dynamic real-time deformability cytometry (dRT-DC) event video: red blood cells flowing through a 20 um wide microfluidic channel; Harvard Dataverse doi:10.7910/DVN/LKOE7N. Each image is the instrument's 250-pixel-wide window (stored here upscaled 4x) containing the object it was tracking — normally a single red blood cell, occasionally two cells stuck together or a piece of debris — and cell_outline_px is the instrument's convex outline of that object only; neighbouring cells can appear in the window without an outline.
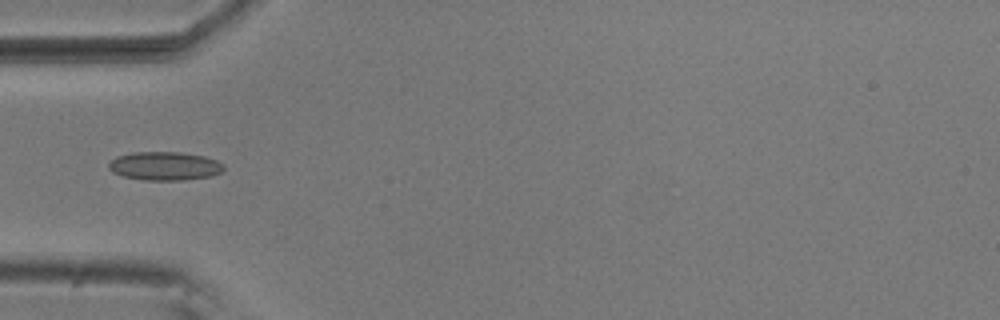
{"species": "common noctule bat (a hibernating species)", "species_latin": "Nyctalus noctula", "temperature_condition": "room temperature", "stored_images_in_passage": 5, "camera_frame_rate_fps": 3000, "um_per_image_px": 0.085, "animal": {"sex": "male", "body_mass_g": 20.5, "forearm_length_mm": 52.5}, "frame": {"image": 1, "passage_image": 5, "time_ms": 1.333, "image_size_px": [1000, 320], "cell_outline_px": [[224, 168], [220, 172], [212, 176], [184, 180], [144, 180], [124, 176], [112, 172], [108, 168], [108, 164], [116, 156], [132, 152], [180, 152], [204, 156], [216, 160], [224, 164]], "centroid_in_image_um": [13.99, 14.11], "position_along_channel_um": 71.0, "area_um2": 19.19}}